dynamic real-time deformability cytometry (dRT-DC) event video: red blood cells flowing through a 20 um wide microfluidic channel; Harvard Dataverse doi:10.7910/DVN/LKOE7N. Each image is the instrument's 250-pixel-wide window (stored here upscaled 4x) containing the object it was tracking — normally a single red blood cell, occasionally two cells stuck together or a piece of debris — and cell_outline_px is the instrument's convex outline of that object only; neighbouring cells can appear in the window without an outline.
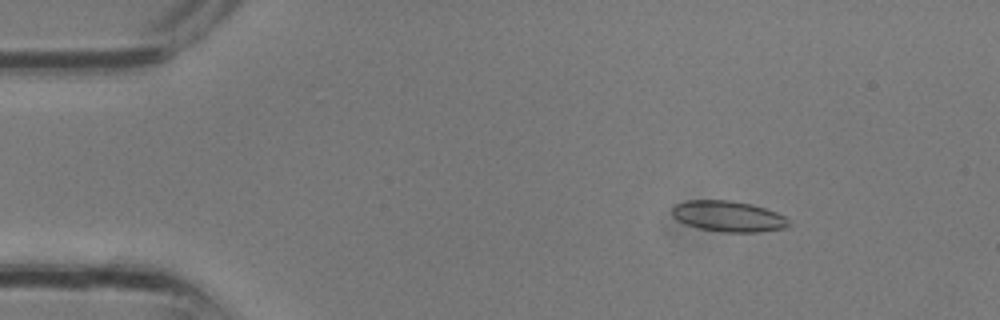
{"species": "common noctule bat (a hibernating species)", "species_latin": "Nyctalus noctula", "temperature_condition": "room temperature", "stored_images_in_passage": 2, "camera_frame_rate_fps": 3000, "um_per_image_px": 0.085, "animal": {"sex": "male", "body_mass_g": 13.3}, "frame": {"image": 1, "passage_image": 1, "time_ms": 0.0, "image_size_px": [1000, 320], "cell_outline_px": [[788, 228], [760, 232], [724, 232], [700, 228], [676, 220], [672, 216], [672, 208], [676, 204], [688, 200], [728, 200], [752, 204], [776, 212], [784, 216], [788, 220]], "centroid_in_image_um": [61.91, 18.38], "position_along_channel_um": 23.1, "area_um2": 20.87}}